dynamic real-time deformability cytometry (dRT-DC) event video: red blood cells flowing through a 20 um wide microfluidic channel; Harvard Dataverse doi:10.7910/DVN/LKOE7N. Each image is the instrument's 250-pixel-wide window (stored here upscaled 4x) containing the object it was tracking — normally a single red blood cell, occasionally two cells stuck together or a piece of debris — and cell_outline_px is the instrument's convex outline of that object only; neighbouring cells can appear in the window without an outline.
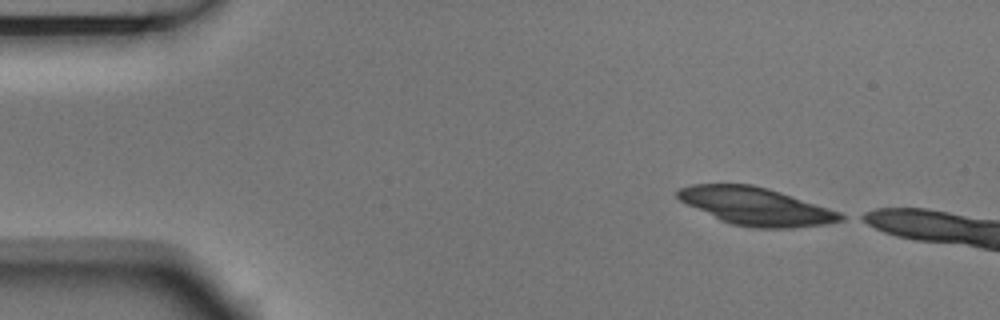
{"species": "Egyptian fruit bat (a non-hibernating species)", "species_latin": "Rousettus aegyptiacus", "temperature_condition": "room temperature", "stored_images_in_passage": 3, "camera_frame_rate_fps": 3000, "um_per_image_px": 0.085, "animal": {"sex": "male"}, "frame": {"image": 1, "passage_image": 1, "time_ms": 0.0, "image_size_px": [1000, 320], "cell_outline_px": [[848, 216], [844, 220], [828, 224], [792, 228], [752, 228], [732, 224], [720, 220], [680, 200], [676, 196], [676, 192], [680, 188], [692, 184], [752, 184], [768, 188], [840, 212]], "centroid_in_image_um": [64.29, 17.54], "position_along_channel_um": 20.7, "area_um2": 35.66}}